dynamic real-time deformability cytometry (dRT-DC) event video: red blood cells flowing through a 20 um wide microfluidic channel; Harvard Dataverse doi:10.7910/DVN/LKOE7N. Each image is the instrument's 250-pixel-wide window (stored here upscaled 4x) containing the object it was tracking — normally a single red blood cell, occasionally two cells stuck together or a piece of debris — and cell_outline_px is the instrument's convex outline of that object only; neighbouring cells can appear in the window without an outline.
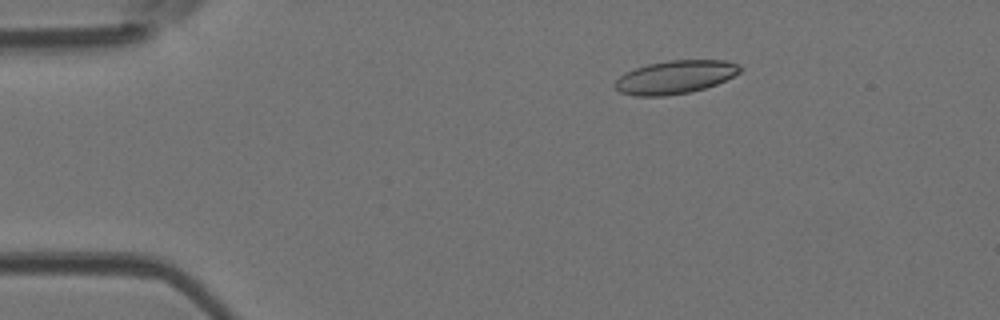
{"species": "Egyptian fruit bat (a non-hibernating species)", "species_latin": "Rousettus aegyptiacus", "temperature_condition": "room temperature", "stored_images_in_passage": 3, "camera_frame_rate_fps": 3000, "um_per_image_px": 0.085, "animal": {"sex": "female"}, "frame": {"image": 1, "passage_image": 1, "time_ms": 0.0, "image_size_px": [1000, 320], "cell_outline_px": [[744, 68], [740, 72], [716, 84], [704, 88], [688, 92], [664, 96], [636, 96], [620, 92], [616, 88], [616, 80], [620, 76], [636, 68], [648, 64], [668, 60], [724, 60], [740, 64]], "centroid_in_image_um": [57.43, 6.54], "position_along_channel_um": 27.6, "area_um2": 23.99}}